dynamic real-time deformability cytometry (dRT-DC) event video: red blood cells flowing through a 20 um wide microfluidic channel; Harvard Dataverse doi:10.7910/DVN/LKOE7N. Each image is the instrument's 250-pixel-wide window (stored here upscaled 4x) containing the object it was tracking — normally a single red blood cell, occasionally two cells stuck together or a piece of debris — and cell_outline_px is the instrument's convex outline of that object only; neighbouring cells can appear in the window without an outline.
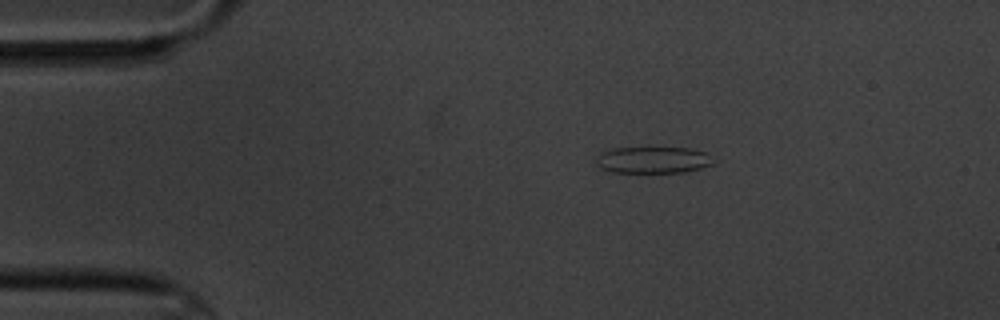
{"species": "common noctule bat (a hibernating species)", "species_latin": "Nyctalus noctula", "temperature_condition": "cold", "stored_images_in_passage": 2, "camera_frame_rate_fps": 3000, "um_per_image_px": 0.085, "animal": {"sex": "male", "body_mass_g": 20.1, "forearm_length_mm": 53.5}, "frame": {"image": 1, "passage_image": 1, "time_ms": 0.0, "image_size_px": [1000, 320], "cell_outline_px": [[716, 160], [712, 164], [700, 168], [684, 172], [612, 172], [600, 168], [596, 164], [596, 156], [600, 152], [616, 148], [648, 144], [688, 148], [704, 152]], "centroid_in_image_um": [55.47, 13.54], "position_along_channel_um": 29.5, "area_um2": 19.13}}